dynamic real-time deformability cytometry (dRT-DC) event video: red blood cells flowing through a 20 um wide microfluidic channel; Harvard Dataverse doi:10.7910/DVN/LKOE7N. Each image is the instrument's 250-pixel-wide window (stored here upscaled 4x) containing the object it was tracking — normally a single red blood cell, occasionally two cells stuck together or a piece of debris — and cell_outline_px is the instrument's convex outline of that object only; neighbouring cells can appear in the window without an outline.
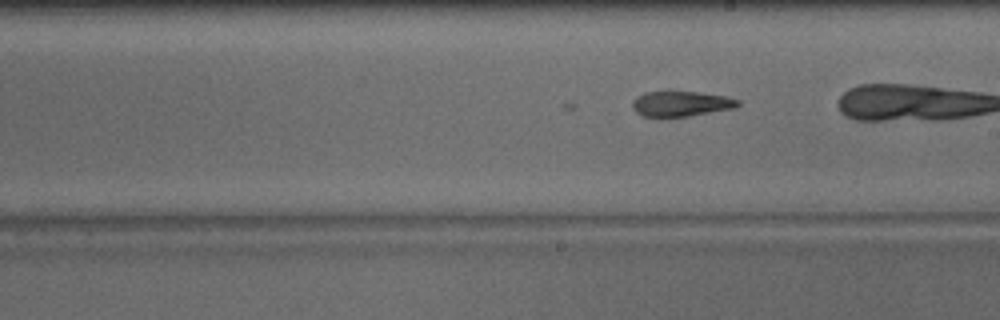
{"species": "common noctule bat (a hibernating species)", "species_latin": "Nyctalus noctula", "temperature_condition": "warm", "stored_images_in_passage": 36, "camera_frame_rate_fps": 3000, "um_per_image_px": 0.085, "animal": {"sex": "male", "body_mass_g": 15.6}, "frame": {"image": 1, "passage_image": 25, "time_ms": 8.0, "image_size_px": [1000, 320], "cell_outline_px": [[740, 104], [736, 108], [688, 116], [644, 116], [636, 112], [632, 108], [632, 100], [636, 96], [644, 92], [696, 92], [724, 96], [740, 100]], "centroid_in_image_um": [57.88, 8.82], "position_along_channel_um": 231.1, "area_um2": 15.37}}